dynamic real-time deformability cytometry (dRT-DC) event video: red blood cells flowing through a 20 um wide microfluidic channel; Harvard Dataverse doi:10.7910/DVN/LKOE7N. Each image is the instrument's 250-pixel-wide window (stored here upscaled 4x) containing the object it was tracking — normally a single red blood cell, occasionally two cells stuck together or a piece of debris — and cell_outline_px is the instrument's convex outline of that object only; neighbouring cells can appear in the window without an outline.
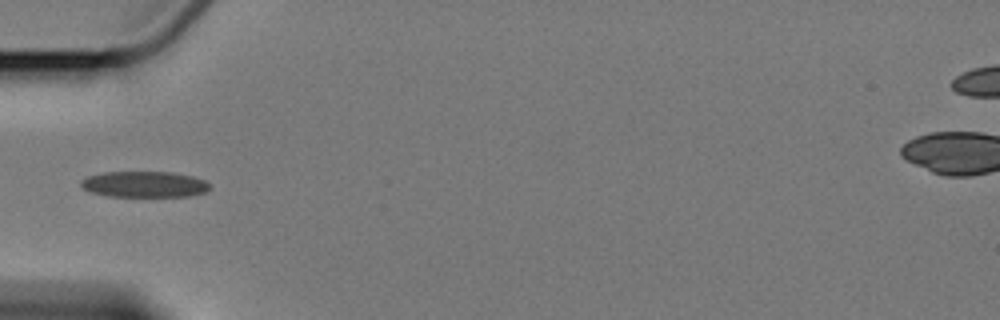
{"species": "Egyptian fruit bat (a non-hibernating species)", "species_latin": "Rousettus aegyptiacus", "temperature_condition": "cold", "stored_images_in_passage": 10, "camera_frame_rate_fps": 3000, "um_per_image_px": 0.085, "animal": {"sex": "female"}, "frame": {"image": 1, "passage_image": 5, "time_ms": 5.667, "image_size_px": [1000, 320], "cell_outline_px": [[212, 188], [204, 192], [188, 196], [108, 196], [92, 192], [84, 188], [80, 184], [80, 180], [88, 176], [104, 172], [172, 172], [192, 176], [204, 180], [212, 184]], "centroid_in_image_um": [12.3, 15.66], "position_along_channel_um": 72.7, "area_um2": 19.48}}
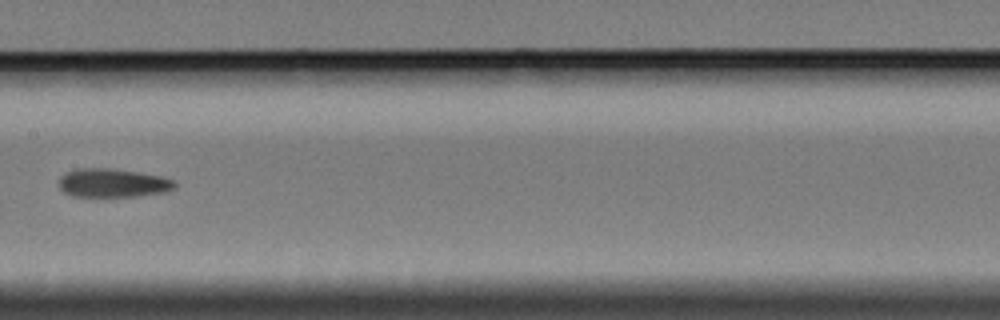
{"frame": {"image": 2, "passage_image": 8, "time_ms": 9.333, "image_size_px": [1000, 320], "cell_outline_px": [[176, 188], [168, 192], [136, 196], [72, 196], [64, 192], [60, 188], [60, 176], [76, 168], [108, 168], [136, 172], [160, 176], [172, 180], [176, 184]], "centroid_in_image_um": [9.6, 15.56], "position_along_channel_um": 197.8, "area_um2": 19.19}}
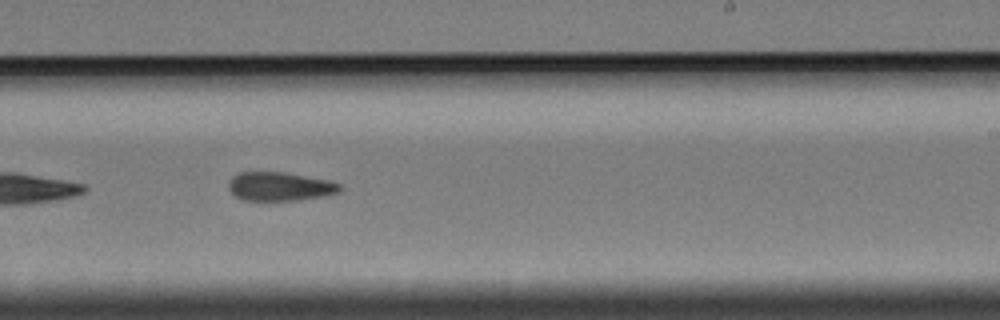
{"frame": {"image": 3, "passage_image": 10, "time_ms": 11.333, "image_size_px": [1000, 320], "cell_outline_px": [[340, 192], [300, 200], [244, 200], [236, 196], [228, 188], [228, 184], [232, 176], [240, 172], [284, 172], [328, 180], [340, 184]], "centroid_in_image_um": [23.76, 15.84], "position_along_channel_um": 265.2, "area_um2": 18.44}}